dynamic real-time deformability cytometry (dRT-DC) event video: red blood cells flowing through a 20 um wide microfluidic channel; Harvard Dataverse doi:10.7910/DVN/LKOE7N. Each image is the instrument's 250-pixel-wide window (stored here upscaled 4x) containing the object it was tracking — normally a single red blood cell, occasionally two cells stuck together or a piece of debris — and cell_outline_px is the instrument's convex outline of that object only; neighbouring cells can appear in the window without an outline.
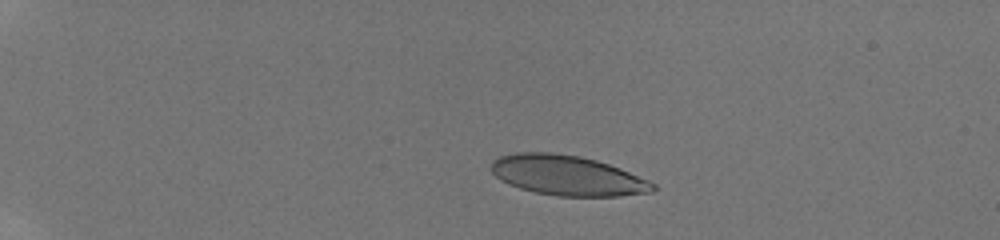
{"species": "human", "species_latin": "Homo sapiens", "temperature_condition": "room temperature", "stored_images_in_passage": 8, "camera_frame_rate_fps": 3000, "um_per_image_px": 0.085, "donor": {"sex": "male"}, "frame": {"image": 1, "passage_image": 4, "time_ms": 2.667, "image_size_px": [1000, 240], "cell_outline_px": [[656, 188], [652, 192], [620, 196], [556, 196], [536, 192], [520, 188], [508, 184], [500, 180], [492, 172], [492, 160], [500, 156], [516, 152], [548, 152], [580, 156], [596, 160], [620, 168], [648, 180], [656, 184]], "centroid_in_image_um": [48.22, 14.91], "position_along_channel_um": 36.8, "area_um2": 37.69}}
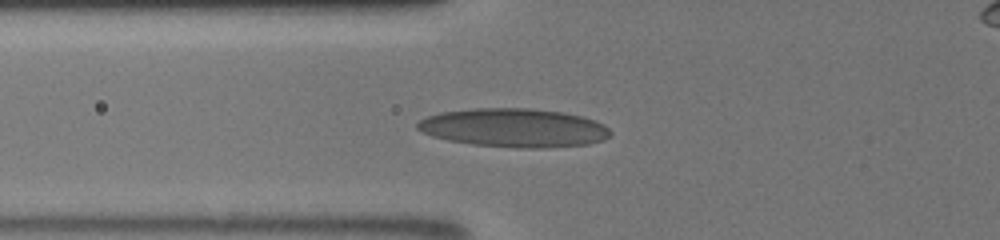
{"frame": {"image": 2, "passage_image": 8, "time_ms": 6.0, "image_size_px": [1000, 240], "cell_outline_px": [[612, 132], [604, 140], [588, 144], [544, 148], [516, 148], [472, 144], [448, 140], [432, 136], [420, 132], [416, 128], [416, 124], [420, 120], [428, 116], [440, 112], [476, 108], [532, 108], [560, 112], [580, 116], [596, 120], [604, 124]], "centroid_in_image_um": [43.68, 10.87], "position_along_channel_um": 82.1, "area_um2": 43.64}}